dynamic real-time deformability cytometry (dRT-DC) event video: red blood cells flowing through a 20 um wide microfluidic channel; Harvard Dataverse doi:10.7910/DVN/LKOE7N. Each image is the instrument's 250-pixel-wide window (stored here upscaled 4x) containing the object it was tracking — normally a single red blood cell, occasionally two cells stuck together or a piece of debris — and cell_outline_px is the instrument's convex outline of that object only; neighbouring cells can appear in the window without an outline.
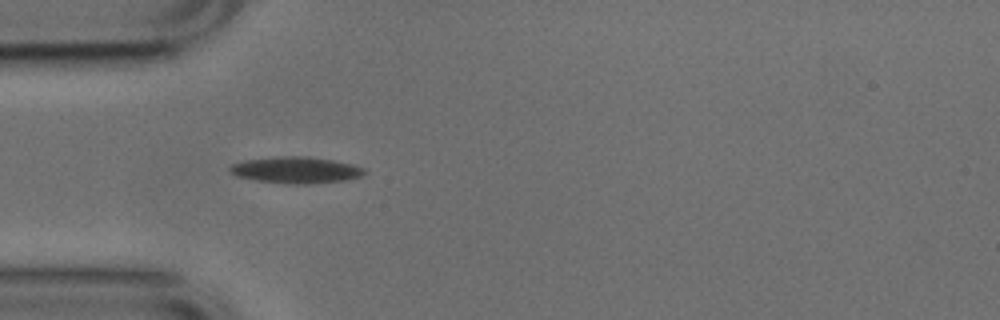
{"species": "common noctule bat (a hibernating species)", "species_latin": "Nyctalus noctula", "temperature_condition": "cold", "stored_images_in_passage": 44, "camera_frame_rate_fps": 3000, "um_per_image_px": 0.085, "animal": {"sex": "male", "body_mass_g": 17.9, "forearm_length_mm": 54.2}, "frame": {"image": 1, "passage_image": 7, "time_ms": 2.0, "image_size_px": [1000, 320], "cell_outline_px": [[368, 172], [360, 176], [344, 180], [308, 184], [292, 184], [256, 180], [236, 176], [228, 168], [232, 164], [244, 160], [280, 156], [308, 156], [332, 160], [352, 164], [364, 168]], "centroid_in_image_um": [25.16, 14.44], "position_along_channel_um": 59.8, "area_um2": 20.63}, "authors_computed_cell_mechanics": {"area_um2": 19.363, "velocity_mm_per_s": 3.7648, "shape_relaxation_time_tau1_ms": 1.6971, "shape_relaxation_time_tau2_ms": null, "deformation_change_tau1": 0.0628, "deformation_change_tau2": null}}